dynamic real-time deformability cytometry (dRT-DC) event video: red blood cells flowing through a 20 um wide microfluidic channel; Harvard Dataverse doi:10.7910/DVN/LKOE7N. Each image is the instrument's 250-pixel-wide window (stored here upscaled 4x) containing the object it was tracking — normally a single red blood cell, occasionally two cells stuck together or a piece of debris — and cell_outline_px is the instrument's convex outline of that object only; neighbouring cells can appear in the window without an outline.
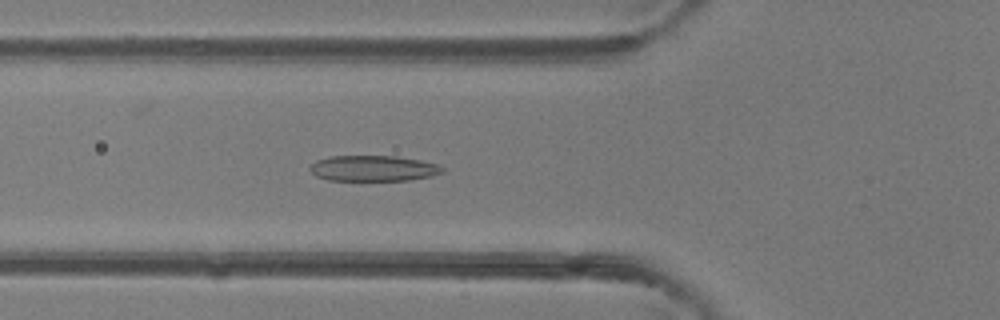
{"species": "common noctule bat (a hibernating species)", "species_latin": "Nyctalus noctula", "temperature_condition": "room temperature", "stored_images_in_passage": 48, "camera_frame_rate_fps": 3000, "um_per_image_px": 0.085, "animal": {"sex": "female"}, "frame": {"image": 1, "passage_image": 17, "time_ms": 5.333, "image_size_px": [1000, 320], "cell_outline_px": [[444, 172], [432, 176], [408, 180], [328, 180], [316, 176], [308, 168], [316, 160], [328, 156], [396, 156], [420, 160], [436, 164], [444, 168]], "centroid_in_image_um": [31.72, 14.3], "position_along_channel_um": 94.1, "area_um2": 19.83}}
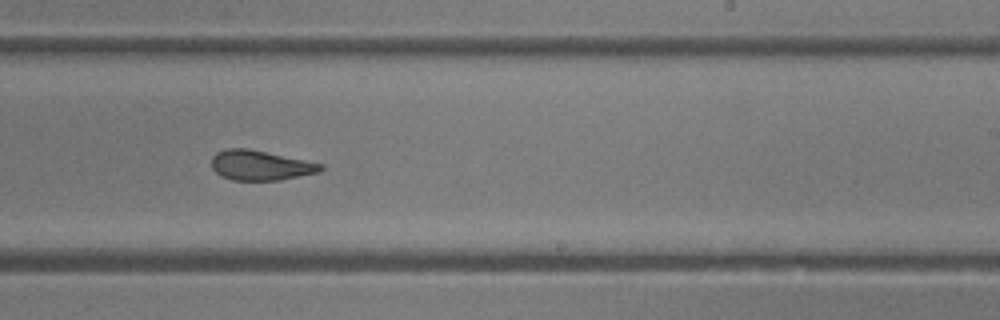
{"frame": {"image": 2, "passage_image": 29, "time_ms": 9.333, "image_size_px": [1000, 320], "cell_outline_px": [[324, 168], [320, 172], [280, 180], [232, 180], [220, 176], [212, 168], [212, 156], [216, 152], [228, 148], [244, 148], [324, 164]], "centroid_in_image_um": [22.12, 14.06], "position_along_channel_um": 266.9, "area_um2": 18.84}}
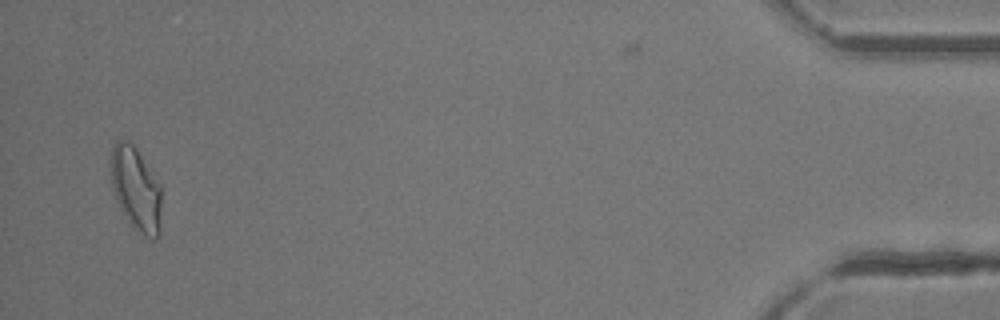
{"frame": {"image": 3, "passage_image": 46, "time_ms": 15.0, "image_size_px": [1000, 320], "cell_outline_px": [[160, 236], [152, 240], [132, 228], [120, 208], [112, 188], [112, 148], [116, 140], [128, 140], [136, 148], [160, 184]], "centroid_in_image_um": [11.57, 16.1], "position_along_channel_um": 423.6, "area_um2": 24.51}, "authors_computed_cell_mechanics": {"area_um2": 20.6635, "velocity_mm_per_s": 4.3042, "shape_relaxation_time_tau1_ms": null, "shape_relaxation_time_tau2_ms": 1.2421, "deformation_change_tau1": null, "deformation_change_tau2": 0.0876}}